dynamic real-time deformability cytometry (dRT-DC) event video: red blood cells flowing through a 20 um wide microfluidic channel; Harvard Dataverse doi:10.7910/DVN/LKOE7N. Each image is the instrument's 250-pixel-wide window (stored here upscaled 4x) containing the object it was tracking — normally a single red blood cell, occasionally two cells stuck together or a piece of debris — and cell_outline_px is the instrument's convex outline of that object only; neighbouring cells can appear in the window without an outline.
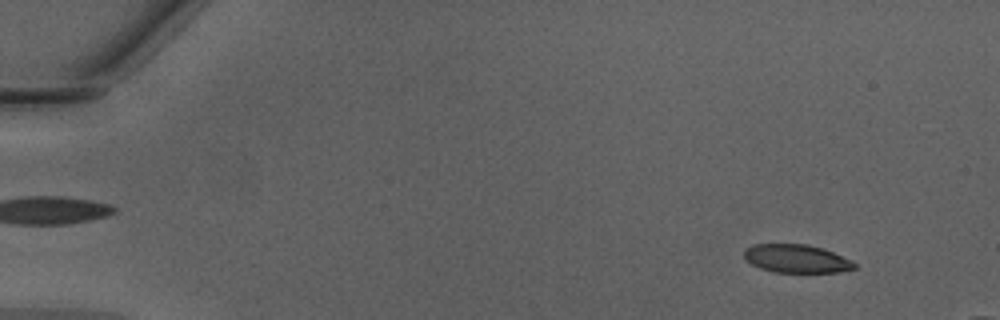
{"species": "Egyptian fruit bat (a non-hibernating species)", "species_latin": "Rousettus aegyptiacus", "temperature_condition": "warm", "stored_images_in_passage": 16, "camera_frame_rate_fps": 3000, "um_per_image_px": 0.085, "animal": {"sex": "male"}, "frame": {"image": 1, "passage_image": 5, "time_ms": 1.333, "image_size_px": [1000, 320], "cell_outline_px": [[856, 268], [840, 272], [772, 272], [760, 268], [744, 260], [744, 248], [752, 244], [808, 244], [832, 252], [852, 260], [856, 264]], "centroid_in_image_um": [67.66, 21.98], "position_along_channel_um": 17.3, "area_um2": 18.26}}